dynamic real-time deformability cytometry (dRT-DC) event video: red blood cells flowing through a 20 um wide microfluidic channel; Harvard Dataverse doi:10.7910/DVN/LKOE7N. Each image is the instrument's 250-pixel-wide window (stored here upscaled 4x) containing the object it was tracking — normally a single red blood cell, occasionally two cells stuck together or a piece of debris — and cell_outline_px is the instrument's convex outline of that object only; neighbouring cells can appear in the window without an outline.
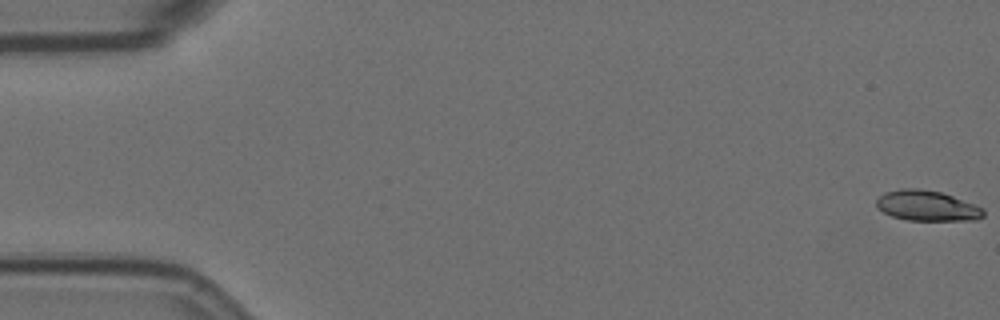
{"species": "Egyptian fruit bat (a non-hibernating species)", "species_latin": "Rousettus aegyptiacus", "temperature_condition": "room temperature", "stored_images_in_passage": 57, "camera_frame_rate_fps": 3000, "um_per_image_px": 0.085, "animal": {"sex": "female"}, "frame": {"image": 1, "passage_image": 1, "time_ms": 0.0, "image_size_px": [1000, 320], "cell_outline_px": [[984, 216], [976, 220], [908, 220], [892, 216], [876, 208], [876, 200], [884, 192], [900, 188], [920, 188], [940, 192], [952, 196], [984, 208]], "centroid_in_image_um": [78.77, 17.48], "position_along_channel_um": 6.2, "area_um2": 18.96}}
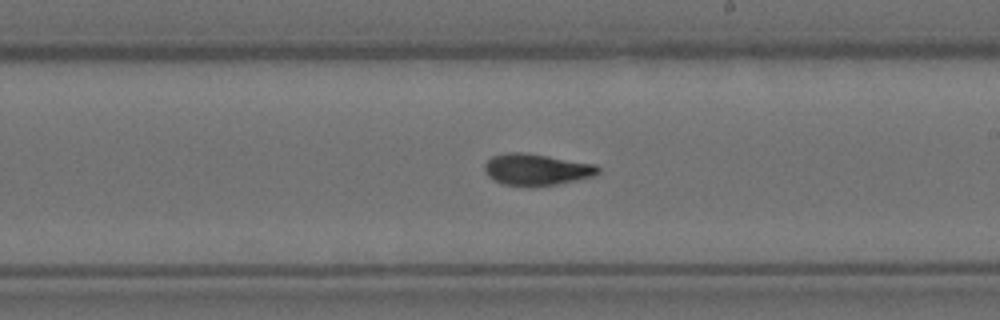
{"frame": {"image": 2, "passage_image": 33, "time_ms": 10.667, "image_size_px": [1000, 320], "cell_outline_px": [[600, 172], [592, 176], [576, 180], [556, 184], [504, 184], [488, 176], [484, 168], [484, 164], [492, 156], [508, 152], [524, 152], [596, 164], [600, 168]], "centroid_in_image_um": [45.62, 14.37], "position_along_channel_um": 243.4, "area_um2": 20.23}}
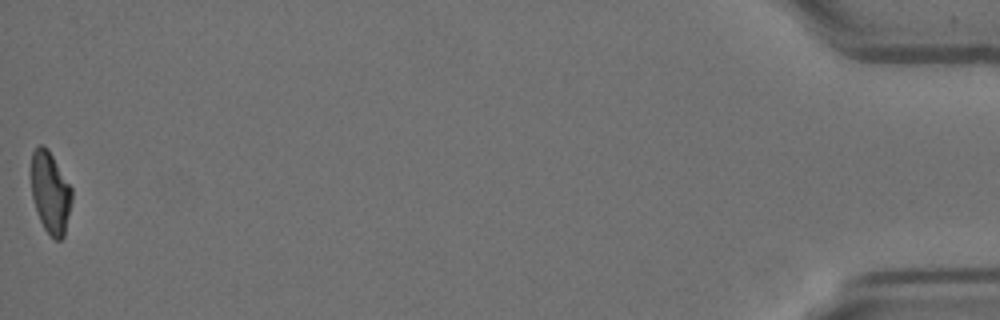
{"frame": {"image": 3, "passage_image": 57, "time_ms": 18.667, "image_size_px": [1000, 320], "cell_outline_px": [[72, 200], [64, 236], [60, 240], [56, 240], [44, 228], [40, 220], [32, 196], [32, 152], [40, 144], [44, 144], [48, 148], [72, 188]], "centroid_in_image_um": [4.3, 16.35], "position_along_channel_um": 430.9, "area_um2": 19.13}, "authors_computed_cell_mechanics": {"area_um2": 20.23, "velocity_mm_per_s": 3.6029, "shape_relaxation_time_tau1_ms": 4.7337, "shape_relaxation_time_tau2_ms": 2.6644, "deformation_change_tau1": 0.187, "deformation_change_tau2": 0.0812}}